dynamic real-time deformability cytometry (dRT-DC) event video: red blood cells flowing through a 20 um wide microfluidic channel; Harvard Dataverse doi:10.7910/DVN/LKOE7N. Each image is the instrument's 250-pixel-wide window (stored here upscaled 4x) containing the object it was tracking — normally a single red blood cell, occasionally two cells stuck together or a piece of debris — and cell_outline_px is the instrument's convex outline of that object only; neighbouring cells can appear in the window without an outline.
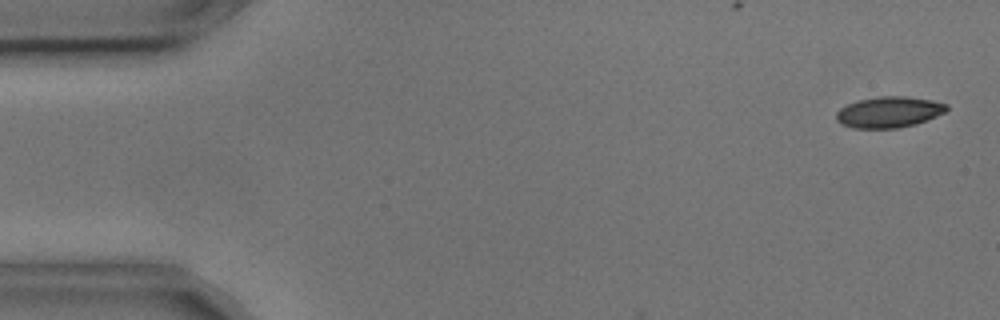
{"species": "common noctule bat (a hibernating species)", "species_latin": "Nyctalus noctula", "temperature_condition": "cold", "stored_images_in_passage": 44, "camera_frame_rate_fps": 3000, "um_per_image_px": 0.085, "animal": {"sex": "male", "body_mass_g": 17.9, "forearm_length_mm": 54.2}, "frame": {"image": 1, "passage_image": 2, "time_ms": 0.333, "image_size_px": [1000, 320], "cell_outline_px": [[948, 108], [944, 112], [936, 116], [916, 124], [900, 128], [852, 128], [840, 124], [836, 120], [836, 112], [840, 108], [848, 104], [860, 100], [880, 96], [904, 96], [932, 100], [948, 104]], "centroid_in_image_um": [75.55, 9.53], "position_along_channel_um": 9.5, "area_um2": 19.94}}
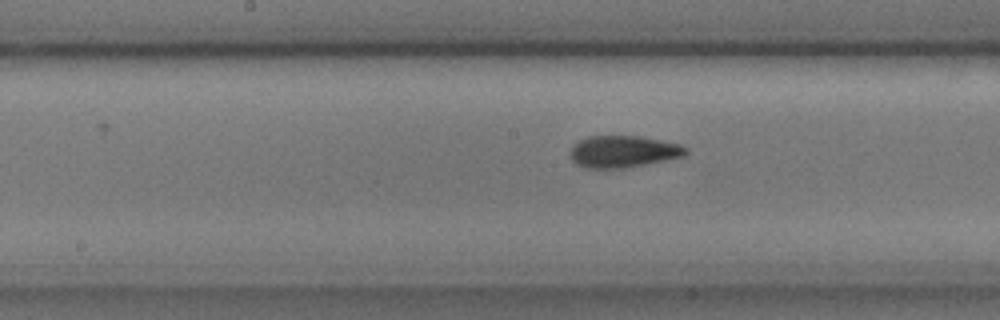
{"frame": {"image": 2, "passage_image": 27, "time_ms": 8.667, "image_size_px": [1000, 320], "cell_outline_px": [[688, 152], [684, 156], [624, 168], [584, 168], [576, 164], [572, 160], [572, 144], [588, 136], [640, 136], [680, 144], [688, 148]], "centroid_in_image_um": [52.97, 12.88], "position_along_channel_um": 195.2, "area_um2": 21.33}}
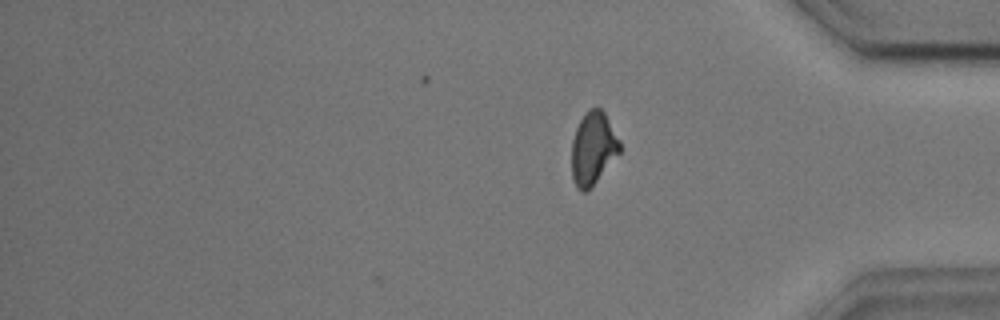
{"frame": {"image": 3, "passage_image": 44, "time_ms": 14.333, "image_size_px": [1000, 320], "cell_outline_px": [[620, 152], [588, 192], [580, 192], [576, 188], [572, 180], [572, 140], [576, 128], [584, 112], [588, 108], [600, 108], [604, 112], [620, 140]], "centroid_in_image_um": [50.39, 12.63], "position_along_channel_um": 384.8, "area_um2": 20.58}, "authors_computed_cell_mechanics": {"area_um2": 20.8658, "velocity_mm_per_s": 3.6287, "shape_relaxation_time_tau1_ms": 4.6199, "shape_relaxation_time_tau2_ms": 1.9286, "deformation_change_tau1": 0.1358, "deformation_change_tau2": 0.0698}}